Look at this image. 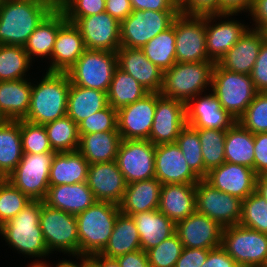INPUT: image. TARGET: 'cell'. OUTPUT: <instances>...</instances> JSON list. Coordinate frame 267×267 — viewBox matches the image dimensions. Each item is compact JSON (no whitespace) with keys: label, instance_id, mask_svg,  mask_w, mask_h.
<instances>
[{"label":"cell","instance_id":"6da1fadb","mask_svg":"<svg viewBox=\"0 0 267 267\" xmlns=\"http://www.w3.org/2000/svg\"><path fill=\"white\" fill-rule=\"evenodd\" d=\"M41 210L42 201L32 200L16 216L0 226V236L15 253L17 251L29 260L34 258L31 263L47 267L51 262L45 259L51 254L39 225Z\"/></svg>","mask_w":267,"mask_h":267},{"label":"cell","instance_id":"7a4b0ae2","mask_svg":"<svg viewBox=\"0 0 267 267\" xmlns=\"http://www.w3.org/2000/svg\"><path fill=\"white\" fill-rule=\"evenodd\" d=\"M33 80L30 105L24 120L44 125L67 115L71 83L68 74L46 71L41 79Z\"/></svg>","mask_w":267,"mask_h":267},{"label":"cell","instance_id":"3957f363","mask_svg":"<svg viewBox=\"0 0 267 267\" xmlns=\"http://www.w3.org/2000/svg\"><path fill=\"white\" fill-rule=\"evenodd\" d=\"M53 10L42 0H4L0 5V44L24 47Z\"/></svg>","mask_w":267,"mask_h":267},{"label":"cell","instance_id":"277c9868","mask_svg":"<svg viewBox=\"0 0 267 267\" xmlns=\"http://www.w3.org/2000/svg\"><path fill=\"white\" fill-rule=\"evenodd\" d=\"M119 213L118 204L96 201L76 215L79 256L99 254L105 248Z\"/></svg>","mask_w":267,"mask_h":267},{"label":"cell","instance_id":"5b68a950","mask_svg":"<svg viewBox=\"0 0 267 267\" xmlns=\"http://www.w3.org/2000/svg\"><path fill=\"white\" fill-rule=\"evenodd\" d=\"M214 65L213 61L176 62L163 73L160 94L187 104L198 94L211 90Z\"/></svg>","mask_w":267,"mask_h":267},{"label":"cell","instance_id":"8992f818","mask_svg":"<svg viewBox=\"0 0 267 267\" xmlns=\"http://www.w3.org/2000/svg\"><path fill=\"white\" fill-rule=\"evenodd\" d=\"M211 91L222 108L236 120L245 112L258 93L251 75L223 69L217 63L212 72Z\"/></svg>","mask_w":267,"mask_h":267},{"label":"cell","instance_id":"52a82bcc","mask_svg":"<svg viewBox=\"0 0 267 267\" xmlns=\"http://www.w3.org/2000/svg\"><path fill=\"white\" fill-rule=\"evenodd\" d=\"M39 225L51 255L56 251L69 258L79 257L76 215L52 208L42 201Z\"/></svg>","mask_w":267,"mask_h":267},{"label":"cell","instance_id":"ba28073f","mask_svg":"<svg viewBox=\"0 0 267 267\" xmlns=\"http://www.w3.org/2000/svg\"><path fill=\"white\" fill-rule=\"evenodd\" d=\"M117 67V52L86 49L66 73L71 84L108 92Z\"/></svg>","mask_w":267,"mask_h":267},{"label":"cell","instance_id":"9c48e42d","mask_svg":"<svg viewBox=\"0 0 267 267\" xmlns=\"http://www.w3.org/2000/svg\"><path fill=\"white\" fill-rule=\"evenodd\" d=\"M180 11L134 10L120 23L121 47L141 49L170 28Z\"/></svg>","mask_w":267,"mask_h":267},{"label":"cell","instance_id":"30bf717a","mask_svg":"<svg viewBox=\"0 0 267 267\" xmlns=\"http://www.w3.org/2000/svg\"><path fill=\"white\" fill-rule=\"evenodd\" d=\"M221 246L240 267H260L267 259V234L240 224L223 228Z\"/></svg>","mask_w":267,"mask_h":267},{"label":"cell","instance_id":"8fae6325","mask_svg":"<svg viewBox=\"0 0 267 267\" xmlns=\"http://www.w3.org/2000/svg\"><path fill=\"white\" fill-rule=\"evenodd\" d=\"M55 153H23L8 180L31 200L43 201L48 192L49 172Z\"/></svg>","mask_w":267,"mask_h":267},{"label":"cell","instance_id":"7c38bea8","mask_svg":"<svg viewBox=\"0 0 267 267\" xmlns=\"http://www.w3.org/2000/svg\"><path fill=\"white\" fill-rule=\"evenodd\" d=\"M176 62L211 61L206 48L205 15L179 13L173 21Z\"/></svg>","mask_w":267,"mask_h":267},{"label":"cell","instance_id":"4fadbf2b","mask_svg":"<svg viewBox=\"0 0 267 267\" xmlns=\"http://www.w3.org/2000/svg\"><path fill=\"white\" fill-rule=\"evenodd\" d=\"M196 211L218 222L223 228L240 223L242 200L211 186L204 179L196 185Z\"/></svg>","mask_w":267,"mask_h":267},{"label":"cell","instance_id":"5bb4252c","mask_svg":"<svg viewBox=\"0 0 267 267\" xmlns=\"http://www.w3.org/2000/svg\"><path fill=\"white\" fill-rule=\"evenodd\" d=\"M239 15L240 14L230 13L205 15L207 54L209 59L214 63H218L224 54L228 52L251 27L250 24L248 25V23L236 17ZM234 17H236V19Z\"/></svg>","mask_w":267,"mask_h":267},{"label":"cell","instance_id":"9a60e30c","mask_svg":"<svg viewBox=\"0 0 267 267\" xmlns=\"http://www.w3.org/2000/svg\"><path fill=\"white\" fill-rule=\"evenodd\" d=\"M115 161L127 184L155 178V145L149 140H122Z\"/></svg>","mask_w":267,"mask_h":267},{"label":"cell","instance_id":"2e32d148","mask_svg":"<svg viewBox=\"0 0 267 267\" xmlns=\"http://www.w3.org/2000/svg\"><path fill=\"white\" fill-rule=\"evenodd\" d=\"M158 93H148L117 110L118 132L122 140H149Z\"/></svg>","mask_w":267,"mask_h":267},{"label":"cell","instance_id":"e0dca14e","mask_svg":"<svg viewBox=\"0 0 267 267\" xmlns=\"http://www.w3.org/2000/svg\"><path fill=\"white\" fill-rule=\"evenodd\" d=\"M74 24L80 31L86 49L110 52L120 49V23L107 12L78 18Z\"/></svg>","mask_w":267,"mask_h":267},{"label":"cell","instance_id":"ac0fdd59","mask_svg":"<svg viewBox=\"0 0 267 267\" xmlns=\"http://www.w3.org/2000/svg\"><path fill=\"white\" fill-rule=\"evenodd\" d=\"M186 125V104L158 93L149 141L154 145L175 143Z\"/></svg>","mask_w":267,"mask_h":267},{"label":"cell","instance_id":"d6986e66","mask_svg":"<svg viewBox=\"0 0 267 267\" xmlns=\"http://www.w3.org/2000/svg\"><path fill=\"white\" fill-rule=\"evenodd\" d=\"M236 121L211 90L198 94L186 104V124L193 128L227 130Z\"/></svg>","mask_w":267,"mask_h":267},{"label":"cell","instance_id":"ffe728a7","mask_svg":"<svg viewBox=\"0 0 267 267\" xmlns=\"http://www.w3.org/2000/svg\"><path fill=\"white\" fill-rule=\"evenodd\" d=\"M222 232L218 222L197 211L177 222L175 230L183 247L208 250L222 245Z\"/></svg>","mask_w":267,"mask_h":267},{"label":"cell","instance_id":"44dd1931","mask_svg":"<svg viewBox=\"0 0 267 267\" xmlns=\"http://www.w3.org/2000/svg\"><path fill=\"white\" fill-rule=\"evenodd\" d=\"M256 177L252 168L224 162L209 170L204 180L222 192L245 200L255 192Z\"/></svg>","mask_w":267,"mask_h":267},{"label":"cell","instance_id":"7402d4cb","mask_svg":"<svg viewBox=\"0 0 267 267\" xmlns=\"http://www.w3.org/2000/svg\"><path fill=\"white\" fill-rule=\"evenodd\" d=\"M155 178L162 185L197 183L200 180L190 169L176 142L155 145Z\"/></svg>","mask_w":267,"mask_h":267},{"label":"cell","instance_id":"603a6c76","mask_svg":"<svg viewBox=\"0 0 267 267\" xmlns=\"http://www.w3.org/2000/svg\"><path fill=\"white\" fill-rule=\"evenodd\" d=\"M87 185L97 201L120 204L127 187L116 161L90 164Z\"/></svg>","mask_w":267,"mask_h":267},{"label":"cell","instance_id":"cb8c5ba5","mask_svg":"<svg viewBox=\"0 0 267 267\" xmlns=\"http://www.w3.org/2000/svg\"><path fill=\"white\" fill-rule=\"evenodd\" d=\"M85 50L79 29L74 23L66 20L59 27L51 58L46 62V71L66 73Z\"/></svg>","mask_w":267,"mask_h":267},{"label":"cell","instance_id":"d4e9b609","mask_svg":"<svg viewBox=\"0 0 267 267\" xmlns=\"http://www.w3.org/2000/svg\"><path fill=\"white\" fill-rule=\"evenodd\" d=\"M117 61L118 67L136 79L149 93H160L164 72L141 49L120 47Z\"/></svg>","mask_w":267,"mask_h":267},{"label":"cell","instance_id":"484cf974","mask_svg":"<svg viewBox=\"0 0 267 267\" xmlns=\"http://www.w3.org/2000/svg\"><path fill=\"white\" fill-rule=\"evenodd\" d=\"M266 38L260 30L250 27L217 64L232 72L251 75L260 47Z\"/></svg>","mask_w":267,"mask_h":267},{"label":"cell","instance_id":"4316f807","mask_svg":"<svg viewBox=\"0 0 267 267\" xmlns=\"http://www.w3.org/2000/svg\"><path fill=\"white\" fill-rule=\"evenodd\" d=\"M196 183L163 184L158 210L175 224L196 211Z\"/></svg>","mask_w":267,"mask_h":267},{"label":"cell","instance_id":"83f0119b","mask_svg":"<svg viewBox=\"0 0 267 267\" xmlns=\"http://www.w3.org/2000/svg\"><path fill=\"white\" fill-rule=\"evenodd\" d=\"M97 200L87 182L49 186L43 202L48 206L77 215Z\"/></svg>","mask_w":267,"mask_h":267},{"label":"cell","instance_id":"f1b7e54d","mask_svg":"<svg viewBox=\"0 0 267 267\" xmlns=\"http://www.w3.org/2000/svg\"><path fill=\"white\" fill-rule=\"evenodd\" d=\"M32 78L0 81V116L3 120H21L27 115Z\"/></svg>","mask_w":267,"mask_h":267},{"label":"cell","instance_id":"f546056e","mask_svg":"<svg viewBox=\"0 0 267 267\" xmlns=\"http://www.w3.org/2000/svg\"><path fill=\"white\" fill-rule=\"evenodd\" d=\"M65 21L64 13L61 10L54 9L29 36L24 49L33 63L39 58H42V62L44 58V62L51 58L59 27Z\"/></svg>","mask_w":267,"mask_h":267},{"label":"cell","instance_id":"4dcf8cb0","mask_svg":"<svg viewBox=\"0 0 267 267\" xmlns=\"http://www.w3.org/2000/svg\"><path fill=\"white\" fill-rule=\"evenodd\" d=\"M131 216L140 236L141 249L145 252L175 234L176 224L158 209Z\"/></svg>","mask_w":267,"mask_h":267},{"label":"cell","instance_id":"1f68e13d","mask_svg":"<svg viewBox=\"0 0 267 267\" xmlns=\"http://www.w3.org/2000/svg\"><path fill=\"white\" fill-rule=\"evenodd\" d=\"M162 184L157 178L127 184L120 212L133 215L140 212L157 210Z\"/></svg>","mask_w":267,"mask_h":267},{"label":"cell","instance_id":"d6a6232c","mask_svg":"<svg viewBox=\"0 0 267 267\" xmlns=\"http://www.w3.org/2000/svg\"><path fill=\"white\" fill-rule=\"evenodd\" d=\"M89 165L78 150L55 153L49 172V186L87 182Z\"/></svg>","mask_w":267,"mask_h":267},{"label":"cell","instance_id":"836d02e7","mask_svg":"<svg viewBox=\"0 0 267 267\" xmlns=\"http://www.w3.org/2000/svg\"><path fill=\"white\" fill-rule=\"evenodd\" d=\"M78 151L89 164L115 161L122 141L118 131L79 134Z\"/></svg>","mask_w":267,"mask_h":267},{"label":"cell","instance_id":"e575fe53","mask_svg":"<svg viewBox=\"0 0 267 267\" xmlns=\"http://www.w3.org/2000/svg\"><path fill=\"white\" fill-rule=\"evenodd\" d=\"M140 249V236L135 221L132 216L120 212L109 241L99 254L106 258L116 259Z\"/></svg>","mask_w":267,"mask_h":267},{"label":"cell","instance_id":"d590c367","mask_svg":"<svg viewBox=\"0 0 267 267\" xmlns=\"http://www.w3.org/2000/svg\"><path fill=\"white\" fill-rule=\"evenodd\" d=\"M108 105L107 92L84 88L70 83L67 115L78 125L93 113Z\"/></svg>","mask_w":267,"mask_h":267},{"label":"cell","instance_id":"8d00e7d4","mask_svg":"<svg viewBox=\"0 0 267 267\" xmlns=\"http://www.w3.org/2000/svg\"><path fill=\"white\" fill-rule=\"evenodd\" d=\"M225 162L254 169V134L237 121L226 130Z\"/></svg>","mask_w":267,"mask_h":267},{"label":"cell","instance_id":"74e56055","mask_svg":"<svg viewBox=\"0 0 267 267\" xmlns=\"http://www.w3.org/2000/svg\"><path fill=\"white\" fill-rule=\"evenodd\" d=\"M23 156L20 120L0 122V170L9 176Z\"/></svg>","mask_w":267,"mask_h":267},{"label":"cell","instance_id":"f35d334b","mask_svg":"<svg viewBox=\"0 0 267 267\" xmlns=\"http://www.w3.org/2000/svg\"><path fill=\"white\" fill-rule=\"evenodd\" d=\"M148 93L136 79L117 67L107 92L108 105L118 110L136 102Z\"/></svg>","mask_w":267,"mask_h":267},{"label":"cell","instance_id":"ab89813d","mask_svg":"<svg viewBox=\"0 0 267 267\" xmlns=\"http://www.w3.org/2000/svg\"><path fill=\"white\" fill-rule=\"evenodd\" d=\"M32 64L24 47L0 44V81L29 78Z\"/></svg>","mask_w":267,"mask_h":267},{"label":"cell","instance_id":"60d3db41","mask_svg":"<svg viewBox=\"0 0 267 267\" xmlns=\"http://www.w3.org/2000/svg\"><path fill=\"white\" fill-rule=\"evenodd\" d=\"M48 140L54 152H70L79 148L80 135L76 122L65 115L44 124Z\"/></svg>","mask_w":267,"mask_h":267},{"label":"cell","instance_id":"b9f144b4","mask_svg":"<svg viewBox=\"0 0 267 267\" xmlns=\"http://www.w3.org/2000/svg\"><path fill=\"white\" fill-rule=\"evenodd\" d=\"M141 50L163 72L170 69L176 63L174 26L156 35Z\"/></svg>","mask_w":267,"mask_h":267},{"label":"cell","instance_id":"7bdbcfd3","mask_svg":"<svg viewBox=\"0 0 267 267\" xmlns=\"http://www.w3.org/2000/svg\"><path fill=\"white\" fill-rule=\"evenodd\" d=\"M199 135L201 152L207 172L225 162L226 130L194 128Z\"/></svg>","mask_w":267,"mask_h":267},{"label":"cell","instance_id":"ee69618b","mask_svg":"<svg viewBox=\"0 0 267 267\" xmlns=\"http://www.w3.org/2000/svg\"><path fill=\"white\" fill-rule=\"evenodd\" d=\"M176 144L181 149L190 169L200 178H205V165L201 152V143L198 132L186 125L176 139Z\"/></svg>","mask_w":267,"mask_h":267},{"label":"cell","instance_id":"f6af8a7d","mask_svg":"<svg viewBox=\"0 0 267 267\" xmlns=\"http://www.w3.org/2000/svg\"><path fill=\"white\" fill-rule=\"evenodd\" d=\"M240 225L267 234V202L256 191L242 200Z\"/></svg>","mask_w":267,"mask_h":267},{"label":"cell","instance_id":"bcb514c9","mask_svg":"<svg viewBox=\"0 0 267 267\" xmlns=\"http://www.w3.org/2000/svg\"><path fill=\"white\" fill-rule=\"evenodd\" d=\"M237 122L253 134L267 132V92H258Z\"/></svg>","mask_w":267,"mask_h":267},{"label":"cell","instance_id":"7dc6e473","mask_svg":"<svg viewBox=\"0 0 267 267\" xmlns=\"http://www.w3.org/2000/svg\"><path fill=\"white\" fill-rule=\"evenodd\" d=\"M20 134L23 153L41 154L54 152L44 125L20 120Z\"/></svg>","mask_w":267,"mask_h":267},{"label":"cell","instance_id":"c3c4849f","mask_svg":"<svg viewBox=\"0 0 267 267\" xmlns=\"http://www.w3.org/2000/svg\"><path fill=\"white\" fill-rule=\"evenodd\" d=\"M182 250L183 244L175 233L146 253L151 267H175Z\"/></svg>","mask_w":267,"mask_h":267},{"label":"cell","instance_id":"681fc988","mask_svg":"<svg viewBox=\"0 0 267 267\" xmlns=\"http://www.w3.org/2000/svg\"><path fill=\"white\" fill-rule=\"evenodd\" d=\"M31 201L8 180L0 188V226L16 216Z\"/></svg>","mask_w":267,"mask_h":267},{"label":"cell","instance_id":"f907efd6","mask_svg":"<svg viewBox=\"0 0 267 267\" xmlns=\"http://www.w3.org/2000/svg\"><path fill=\"white\" fill-rule=\"evenodd\" d=\"M79 134L118 131L117 110L107 105L78 124Z\"/></svg>","mask_w":267,"mask_h":267},{"label":"cell","instance_id":"816d5d0a","mask_svg":"<svg viewBox=\"0 0 267 267\" xmlns=\"http://www.w3.org/2000/svg\"><path fill=\"white\" fill-rule=\"evenodd\" d=\"M105 8L106 0H71L61 11L74 23L78 18L103 13Z\"/></svg>","mask_w":267,"mask_h":267},{"label":"cell","instance_id":"f5cc1de1","mask_svg":"<svg viewBox=\"0 0 267 267\" xmlns=\"http://www.w3.org/2000/svg\"><path fill=\"white\" fill-rule=\"evenodd\" d=\"M251 79L258 92H267V38L260 47Z\"/></svg>","mask_w":267,"mask_h":267},{"label":"cell","instance_id":"db71d44e","mask_svg":"<svg viewBox=\"0 0 267 267\" xmlns=\"http://www.w3.org/2000/svg\"><path fill=\"white\" fill-rule=\"evenodd\" d=\"M180 12L188 15H209L220 13V0H183Z\"/></svg>","mask_w":267,"mask_h":267},{"label":"cell","instance_id":"11a10c76","mask_svg":"<svg viewBox=\"0 0 267 267\" xmlns=\"http://www.w3.org/2000/svg\"><path fill=\"white\" fill-rule=\"evenodd\" d=\"M254 172L267 174V132L254 134Z\"/></svg>","mask_w":267,"mask_h":267},{"label":"cell","instance_id":"9f6ffc18","mask_svg":"<svg viewBox=\"0 0 267 267\" xmlns=\"http://www.w3.org/2000/svg\"><path fill=\"white\" fill-rule=\"evenodd\" d=\"M208 249L183 247L175 267H201L208 257Z\"/></svg>","mask_w":267,"mask_h":267},{"label":"cell","instance_id":"6f0895ef","mask_svg":"<svg viewBox=\"0 0 267 267\" xmlns=\"http://www.w3.org/2000/svg\"><path fill=\"white\" fill-rule=\"evenodd\" d=\"M247 16L253 21L249 22L252 23L251 28L260 30L267 36V0H253Z\"/></svg>","mask_w":267,"mask_h":267},{"label":"cell","instance_id":"680465c9","mask_svg":"<svg viewBox=\"0 0 267 267\" xmlns=\"http://www.w3.org/2000/svg\"><path fill=\"white\" fill-rule=\"evenodd\" d=\"M134 10L180 11L175 0H130Z\"/></svg>","mask_w":267,"mask_h":267},{"label":"cell","instance_id":"91938a15","mask_svg":"<svg viewBox=\"0 0 267 267\" xmlns=\"http://www.w3.org/2000/svg\"><path fill=\"white\" fill-rule=\"evenodd\" d=\"M201 267H240L222 246L210 249Z\"/></svg>","mask_w":267,"mask_h":267},{"label":"cell","instance_id":"94428289","mask_svg":"<svg viewBox=\"0 0 267 267\" xmlns=\"http://www.w3.org/2000/svg\"><path fill=\"white\" fill-rule=\"evenodd\" d=\"M105 12L121 23L133 12V9L130 0H106Z\"/></svg>","mask_w":267,"mask_h":267},{"label":"cell","instance_id":"6125c7cd","mask_svg":"<svg viewBox=\"0 0 267 267\" xmlns=\"http://www.w3.org/2000/svg\"><path fill=\"white\" fill-rule=\"evenodd\" d=\"M116 260L120 267H151L147 253L142 249L119 256Z\"/></svg>","mask_w":267,"mask_h":267},{"label":"cell","instance_id":"be15d7a7","mask_svg":"<svg viewBox=\"0 0 267 267\" xmlns=\"http://www.w3.org/2000/svg\"><path fill=\"white\" fill-rule=\"evenodd\" d=\"M252 3L253 0H220V13L248 14Z\"/></svg>","mask_w":267,"mask_h":267},{"label":"cell","instance_id":"e7e4bbea","mask_svg":"<svg viewBox=\"0 0 267 267\" xmlns=\"http://www.w3.org/2000/svg\"><path fill=\"white\" fill-rule=\"evenodd\" d=\"M98 267H120L116 259L106 258L100 254L88 256Z\"/></svg>","mask_w":267,"mask_h":267},{"label":"cell","instance_id":"03108f58","mask_svg":"<svg viewBox=\"0 0 267 267\" xmlns=\"http://www.w3.org/2000/svg\"><path fill=\"white\" fill-rule=\"evenodd\" d=\"M255 191L267 202V174H261L256 177Z\"/></svg>","mask_w":267,"mask_h":267},{"label":"cell","instance_id":"003e7915","mask_svg":"<svg viewBox=\"0 0 267 267\" xmlns=\"http://www.w3.org/2000/svg\"><path fill=\"white\" fill-rule=\"evenodd\" d=\"M59 261H57V263H52V264H49L47 267H80L75 261L71 259H68L67 258L65 259V257L61 260V259H58Z\"/></svg>","mask_w":267,"mask_h":267},{"label":"cell","instance_id":"a7ac6f4b","mask_svg":"<svg viewBox=\"0 0 267 267\" xmlns=\"http://www.w3.org/2000/svg\"><path fill=\"white\" fill-rule=\"evenodd\" d=\"M76 260L75 262L80 266V267H98L88 256H79L75 257Z\"/></svg>","mask_w":267,"mask_h":267},{"label":"cell","instance_id":"89a4df30","mask_svg":"<svg viewBox=\"0 0 267 267\" xmlns=\"http://www.w3.org/2000/svg\"><path fill=\"white\" fill-rule=\"evenodd\" d=\"M50 4L54 9L62 10L67 4L68 0H42Z\"/></svg>","mask_w":267,"mask_h":267},{"label":"cell","instance_id":"2644e50d","mask_svg":"<svg viewBox=\"0 0 267 267\" xmlns=\"http://www.w3.org/2000/svg\"><path fill=\"white\" fill-rule=\"evenodd\" d=\"M8 181V176L0 170V188Z\"/></svg>","mask_w":267,"mask_h":267},{"label":"cell","instance_id":"8c879c8a","mask_svg":"<svg viewBox=\"0 0 267 267\" xmlns=\"http://www.w3.org/2000/svg\"><path fill=\"white\" fill-rule=\"evenodd\" d=\"M27 267H41L39 265L33 264V263H27Z\"/></svg>","mask_w":267,"mask_h":267},{"label":"cell","instance_id":"753ad0ef","mask_svg":"<svg viewBox=\"0 0 267 267\" xmlns=\"http://www.w3.org/2000/svg\"><path fill=\"white\" fill-rule=\"evenodd\" d=\"M260 267H267V259L264 261V263Z\"/></svg>","mask_w":267,"mask_h":267},{"label":"cell","instance_id":"34e18365","mask_svg":"<svg viewBox=\"0 0 267 267\" xmlns=\"http://www.w3.org/2000/svg\"><path fill=\"white\" fill-rule=\"evenodd\" d=\"M178 4H180L183 0H175Z\"/></svg>","mask_w":267,"mask_h":267}]
</instances>
